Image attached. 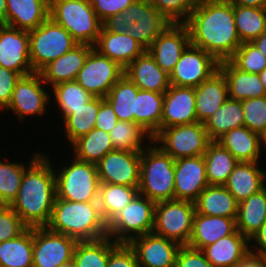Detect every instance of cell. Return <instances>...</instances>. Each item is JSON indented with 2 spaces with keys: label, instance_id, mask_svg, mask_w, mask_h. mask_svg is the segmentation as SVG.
Wrapping results in <instances>:
<instances>
[{
  "label": "cell",
  "instance_id": "cell-43",
  "mask_svg": "<svg viewBox=\"0 0 266 267\" xmlns=\"http://www.w3.org/2000/svg\"><path fill=\"white\" fill-rule=\"evenodd\" d=\"M241 43L252 42L266 31V8L233 6Z\"/></svg>",
  "mask_w": 266,
  "mask_h": 267
},
{
  "label": "cell",
  "instance_id": "cell-2",
  "mask_svg": "<svg viewBox=\"0 0 266 267\" xmlns=\"http://www.w3.org/2000/svg\"><path fill=\"white\" fill-rule=\"evenodd\" d=\"M47 154L29 160L16 199L10 205L29 227H46L56 200L55 169Z\"/></svg>",
  "mask_w": 266,
  "mask_h": 267
},
{
  "label": "cell",
  "instance_id": "cell-46",
  "mask_svg": "<svg viewBox=\"0 0 266 267\" xmlns=\"http://www.w3.org/2000/svg\"><path fill=\"white\" fill-rule=\"evenodd\" d=\"M26 166L0 158V205H11L16 199Z\"/></svg>",
  "mask_w": 266,
  "mask_h": 267
},
{
  "label": "cell",
  "instance_id": "cell-20",
  "mask_svg": "<svg viewBox=\"0 0 266 267\" xmlns=\"http://www.w3.org/2000/svg\"><path fill=\"white\" fill-rule=\"evenodd\" d=\"M190 43L184 24H171L147 49L158 66L170 75L184 49Z\"/></svg>",
  "mask_w": 266,
  "mask_h": 267
},
{
  "label": "cell",
  "instance_id": "cell-6",
  "mask_svg": "<svg viewBox=\"0 0 266 267\" xmlns=\"http://www.w3.org/2000/svg\"><path fill=\"white\" fill-rule=\"evenodd\" d=\"M55 170L56 198L92 202L99 199V176L97 166L73 157L71 164Z\"/></svg>",
  "mask_w": 266,
  "mask_h": 267
},
{
  "label": "cell",
  "instance_id": "cell-58",
  "mask_svg": "<svg viewBox=\"0 0 266 267\" xmlns=\"http://www.w3.org/2000/svg\"><path fill=\"white\" fill-rule=\"evenodd\" d=\"M249 241L250 243L255 241L254 243L258 246H252V249L256 247L254 253L266 259V222Z\"/></svg>",
  "mask_w": 266,
  "mask_h": 267
},
{
  "label": "cell",
  "instance_id": "cell-48",
  "mask_svg": "<svg viewBox=\"0 0 266 267\" xmlns=\"http://www.w3.org/2000/svg\"><path fill=\"white\" fill-rule=\"evenodd\" d=\"M154 8L172 24H183L194 8L196 0H149ZM182 19V20H181Z\"/></svg>",
  "mask_w": 266,
  "mask_h": 267
},
{
  "label": "cell",
  "instance_id": "cell-27",
  "mask_svg": "<svg viewBox=\"0 0 266 267\" xmlns=\"http://www.w3.org/2000/svg\"><path fill=\"white\" fill-rule=\"evenodd\" d=\"M7 25L23 31L36 29L50 17V0H6Z\"/></svg>",
  "mask_w": 266,
  "mask_h": 267
},
{
  "label": "cell",
  "instance_id": "cell-59",
  "mask_svg": "<svg viewBox=\"0 0 266 267\" xmlns=\"http://www.w3.org/2000/svg\"><path fill=\"white\" fill-rule=\"evenodd\" d=\"M233 6L266 8V0H225Z\"/></svg>",
  "mask_w": 266,
  "mask_h": 267
},
{
  "label": "cell",
  "instance_id": "cell-13",
  "mask_svg": "<svg viewBox=\"0 0 266 267\" xmlns=\"http://www.w3.org/2000/svg\"><path fill=\"white\" fill-rule=\"evenodd\" d=\"M78 240L50 231L33 228V267H59L73 260Z\"/></svg>",
  "mask_w": 266,
  "mask_h": 267
},
{
  "label": "cell",
  "instance_id": "cell-47",
  "mask_svg": "<svg viewBox=\"0 0 266 267\" xmlns=\"http://www.w3.org/2000/svg\"><path fill=\"white\" fill-rule=\"evenodd\" d=\"M230 61L241 71L259 74L266 68V56L252 42H244Z\"/></svg>",
  "mask_w": 266,
  "mask_h": 267
},
{
  "label": "cell",
  "instance_id": "cell-31",
  "mask_svg": "<svg viewBox=\"0 0 266 267\" xmlns=\"http://www.w3.org/2000/svg\"><path fill=\"white\" fill-rule=\"evenodd\" d=\"M238 205L224 185H208L195 202L199 214L234 219L237 218Z\"/></svg>",
  "mask_w": 266,
  "mask_h": 267
},
{
  "label": "cell",
  "instance_id": "cell-10",
  "mask_svg": "<svg viewBox=\"0 0 266 267\" xmlns=\"http://www.w3.org/2000/svg\"><path fill=\"white\" fill-rule=\"evenodd\" d=\"M153 142L177 160L204 155L211 140L204 124L196 122L164 128L153 138Z\"/></svg>",
  "mask_w": 266,
  "mask_h": 267
},
{
  "label": "cell",
  "instance_id": "cell-35",
  "mask_svg": "<svg viewBox=\"0 0 266 267\" xmlns=\"http://www.w3.org/2000/svg\"><path fill=\"white\" fill-rule=\"evenodd\" d=\"M241 126H244L242 101L231 98L204 122L211 141H217L226 132Z\"/></svg>",
  "mask_w": 266,
  "mask_h": 267
},
{
  "label": "cell",
  "instance_id": "cell-50",
  "mask_svg": "<svg viewBox=\"0 0 266 267\" xmlns=\"http://www.w3.org/2000/svg\"><path fill=\"white\" fill-rule=\"evenodd\" d=\"M28 228L10 205H0V243L20 236Z\"/></svg>",
  "mask_w": 266,
  "mask_h": 267
},
{
  "label": "cell",
  "instance_id": "cell-16",
  "mask_svg": "<svg viewBox=\"0 0 266 267\" xmlns=\"http://www.w3.org/2000/svg\"><path fill=\"white\" fill-rule=\"evenodd\" d=\"M122 14L135 22L128 34L146 50L172 24L149 0H136Z\"/></svg>",
  "mask_w": 266,
  "mask_h": 267
},
{
  "label": "cell",
  "instance_id": "cell-18",
  "mask_svg": "<svg viewBox=\"0 0 266 267\" xmlns=\"http://www.w3.org/2000/svg\"><path fill=\"white\" fill-rule=\"evenodd\" d=\"M174 169V199L195 203L209 185L204 156L179 158L175 160Z\"/></svg>",
  "mask_w": 266,
  "mask_h": 267
},
{
  "label": "cell",
  "instance_id": "cell-62",
  "mask_svg": "<svg viewBox=\"0 0 266 267\" xmlns=\"http://www.w3.org/2000/svg\"><path fill=\"white\" fill-rule=\"evenodd\" d=\"M259 141L261 150L263 149L262 147L266 148V129L259 134Z\"/></svg>",
  "mask_w": 266,
  "mask_h": 267
},
{
  "label": "cell",
  "instance_id": "cell-19",
  "mask_svg": "<svg viewBox=\"0 0 266 267\" xmlns=\"http://www.w3.org/2000/svg\"><path fill=\"white\" fill-rule=\"evenodd\" d=\"M129 245L134 249L139 267H175L181 245L154 233L133 239Z\"/></svg>",
  "mask_w": 266,
  "mask_h": 267
},
{
  "label": "cell",
  "instance_id": "cell-37",
  "mask_svg": "<svg viewBox=\"0 0 266 267\" xmlns=\"http://www.w3.org/2000/svg\"><path fill=\"white\" fill-rule=\"evenodd\" d=\"M0 267H33V228L0 243Z\"/></svg>",
  "mask_w": 266,
  "mask_h": 267
},
{
  "label": "cell",
  "instance_id": "cell-29",
  "mask_svg": "<svg viewBox=\"0 0 266 267\" xmlns=\"http://www.w3.org/2000/svg\"><path fill=\"white\" fill-rule=\"evenodd\" d=\"M249 242L244 235L236 230L233 234L203 247L201 251L214 267H233L250 250Z\"/></svg>",
  "mask_w": 266,
  "mask_h": 267
},
{
  "label": "cell",
  "instance_id": "cell-17",
  "mask_svg": "<svg viewBox=\"0 0 266 267\" xmlns=\"http://www.w3.org/2000/svg\"><path fill=\"white\" fill-rule=\"evenodd\" d=\"M29 48L28 31L0 24V66L21 76L33 73Z\"/></svg>",
  "mask_w": 266,
  "mask_h": 267
},
{
  "label": "cell",
  "instance_id": "cell-28",
  "mask_svg": "<svg viewBox=\"0 0 266 267\" xmlns=\"http://www.w3.org/2000/svg\"><path fill=\"white\" fill-rule=\"evenodd\" d=\"M258 163L260 162H238L225 183L224 186L238 203L266 186V171L258 168Z\"/></svg>",
  "mask_w": 266,
  "mask_h": 267
},
{
  "label": "cell",
  "instance_id": "cell-32",
  "mask_svg": "<svg viewBox=\"0 0 266 267\" xmlns=\"http://www.w3.org/2000/svg\"><path fill=\"white\" fill-rule=\"evenodd\" d=\"M217 142L227 149L239 162H260L262 150L259 134L245 126L226 132Z\"/></svg>",
  "mask_w": 266,
  "mask_h": 267
},
{
  "label": "cell",
  "instance_id": "cell-40",
  "mask_svg": "<svg viewBox=\"0 0 266 267\" xmlns=\"http://www.w3.org/2000/svg\"><path fill=\"white\" fill-rule=\"evenodd\" d=\"M138 91L139 88L123 75L105 97L119 121L135 123V99Z\"/></svg>",
  "mask_w": 266,
  "mask_h": 267
},
{
  "label": "cell",
  "instance_id": "cell-45",
  "mask_svg": "<svg viewBox=\"0 0 266 267\" xmlns=\"http://www.w3.org/2000/svg\"><path fill=\"white\" fill-rule=\"evenodd\" d=\"M52 90L57 107L63 115V121L73 113V110L79 109L94 97L76 81L58 83L52 87Z\"/></svg>",
  "mask_w": 266,
  "mask_h": 267
},
{
  "label": "cell",
  "instance_id": "cell-21",
  "mask_svg": "<svg viewBox=\"0 0 266 267\" xmlns=\"http://www.w3.org/2000/svg\"><path fill=\"white\" fill-rule=\"evenodd\" d=\"M195 91L192 87L170 85L164 93L161 130L196 123Z\"/></svg>",
  "mask_w": 266,
  "mask_h": 267
},
{
  "label": "cell",
  "instance_id": "cell-64",
  "mask_svg": "<svg viewBox=\"0 0 266 267\" xmlns=\"http://www.w3.org/2000/svg\"><path fill=\"white\" fill-rule=\"evenodd\" d=\"M59 267H76V265H75V262L71 260L65 264L60 265Z\"/></svg>",
  "mask_w": 266,
  "mask_h": 267
},
{
  "label": "cell",
  "instance_id": "cell-54",
  "mask_svg": "<svg viewBox=\"0 0 266 267\" xmlns=\"http://www.w3.org/2000/svg\"><path fill=\"white\" fill-rule=\"evenodd\" d=\"M21 75L0 66V110H5L11 102L13 90Z\"/></svg>",
  "mask_w": 266,
  "mask_h": 267
},
{
  "label": "cell",
  "instance_id": "cell-5",
  "mask_svg": "<svg viewBox=\"0 0 266 267\" xmlns=\"http://www.w3.org/2000/svg\"><path fill=\"white\" fill-rule=\"evenodd\" d=\"M50 18L60 24L78 44L93 47L103 25L90 0H50Z\"/></svg>",
  "mask_w": 266,
  "mask_h": 267
},
{
  "label": "cell",
  "instance_id": "cell-38",
  "mask_svg": "<svg viewBox=\"0 0 266 267\" xmlns=\"http://www.w3.org/2000/svg\"><path fill=\"white\" fill-rule=\"evenodd\" d=\"M138 193V187L100 183L98 203L105 222L108 224Z\"/></svg>",
  "mask_w": 266,
  "mask_h": 267
},
{
  "label": "cell",
  "instance_id": "cell-4",
  "mask_svg": "<svg viewBox=\"0 0 266 267\" xmlns=\"http://www.w3.org/2000/svg\"><path fill=\"white\" fill-rule=\"evenodd\" d=\"M141 151L139 194L156 202L174 199L175 160L158 145Z\"/></svg>",
  "mask_w": 266,
  "mask_h": 267
},
{
  "label": "cell",
  "instance_id": "cell-34",
  "mask_svg": "<svg viewBox=\"0 0 266 267\" xmlns=\"http://www.w3.org/2000/svg\"><path fill=\"white\" fill-rule=\"evenodd\" d=\"M164 93L141 90L135 99V123L140 124L154 138L161 131Z\"/></svg>",
  "mask_w": 266,
  "mask_h": 267
},
{
  "label": "cell",
  "instance_id": "cell-52",
  "mask_svg": "<svg viewBox=\"0 0 266 267\" xmlns=\"http://www.w3.org/2000/svg\"><path fill=\"white\" fill-rule=\"evenodd\" d=\"M107 267H139L134 249L127 243H119L110 252Z\"/></svg>",
  "mask_w": 266,
  "mask_h": 267
},
{
  "label": "cell",
  "instance_id": "cell-53",
  "mask_svg": "<svg viewBox=\"0 0 266 267\" xmlns=\"http://www.w3.org/2000/svg\"><path fill=\"white\" fill-rule=\"evenodd\" d=\"M175 267H214L203 252L187 245L181 246L176 256Z\"/></svg>",
  "mask_w": 266,
  "mask_h": 267
},
{
  "label": "cell",
  "instance_id": "cell-25",
  "mask_svg": "<svg viewBox=\"0 0 266 267\" xmlns=\"http://www.w3.org/2000/svg\"><path fill=\"white\" fill-rule=\"evenodd\" d=\"M94 48L101 54L117 62L124 69L146 51V49L129 34L112 33L106 31L103 27Z\"/></svg>",
  "mask_w": 266,
  "mask_h": 267
},
{
  "label": "cell",
  "instance_id": "cell-60",
  "mask_svg": "<svg viewBox=\"0 0 266 267\" xmlns=\"http://www.w3.org/2000/svg\"><path fill=\"white\" fill-rule=\"evenodd\" d=\"M254 46L266 56V31L252 41Z\"/></svg>",
  "mask_w": 266,
  "mask_h": 267
},
{
  "label": "cell",
  "instance_id": "cell-1",
  "mask_svg": "<svg viewBox=\"0 0 266 267\" xmlns=\"http://www.w3.org/2000/svg\"><path fill=\"white\" fill-rule=\"evenodd\" d=\"M190 43L211 54L218 62L230 60L242 44L237 33L233 5L225 0H196L183 23Z\"/></svg>",
  "mask_w": 266,
  "mask_h": 267
},
{
  "label": "cell",
  "instance_id": "cell-24",
  "mask_svg": "<svg viewBox=\"0 0 266 267\" xmlns=\"http://www.w3.org/2000/svg\"><path fill=\"white\" fill-rule=\"evenodd\" d=\"M197 121L203 123L229 98L226 77L218 70L194 88Z\"/></svg>",
  "mask_w": 266,
  "mask_h": 267
},
{
  "label": "cell",
  "instance_id": "cell-49",
  "mask_svg": "<svg viewBox=\"0 0 266 267\" xmlns=\"http://www.w3.org/2000/svg\"><path fill=\"white\" fill-rule=\"evenodd\" d=\"M244 126L260 134L266 129V96L242 100Z\"/></svg>",
  "mask_w": 266,
  "mask_h": 267
},
{
  "label": "cell",
  "instance_id": "cell-44",
  "mask_svg": "<svg viewBox=\"0 0 266 267\" xmlns=\"http://www.w3.org/2000/svg\"><path fill=\"white\" fill-rule=\"evenodd\" d=\"M109 135L114 150L142 151L144 147H148L146 144L144 145L146 137L153 142L152 135L140 124L128 121H118Z\"/></svg>",
  "mask_w": 266,
  "mask_h": 267
},
{
  "label": "cell",
  "instance_id": "cell-61",
  "mask_svg": "<svg viewBox=\"0 0 266 267\" xmlns=\"http://www.w3.org/2000/svg\"><path fill=\"white\" fill-rule=\"evenodd\" d=\"M0 24L7 25V5H6V0H0Z\"/></svg>",
  "mask_w": 266,
  "mask_h": 267
},
{
  "label": "cell",
  "instance_id": "cell-14",
  "mask_svg": "<svg viewBox=\"0 0 266 267\" xmlns=\"http://www.w3.org/2000/svg\"><path fill=\"white\" fill-rule=\"evenodd\" d=\"M43 84L46 86L39 72L21 76L13 90L11 102L5 110L14 112L20 119V123L28 115L46 114V107L51 99L49 96L52 95L43 88Z\"/></svg>",
  "mask_w": 266,
  "mask_h": 267
},
{
  "label": "cell",
  "instance_id": "cell-41",
  "mask_svg": "<svg viewBox=\"0 0 266 267\" xmlns=\"http://www.w3.org/2000/svg\"><path fill=\"white\" fill-rule=\"evenodd\" d=\"M112 238L78 241L73 261L76 267H107L110 252L118 245Z\"/></svg>",
  "mask_w": 266,
  "mask_h": 267
},
{
  "label": "cell",
  "instance_id": "cell-39",
  "mask_svg": "<svg viewBox=\"0 0 266 267\" xmlns=\"http://www.w3.org/2000/svg\"><path fill=\"white\" fill-rule=\"evenodd\" d=\"M71 146L75 153L73 154L74 158L94 164L114 150L109 133L97 128L75 140Z\"/></svg>",
  "mask_w": 266,
  "mask_h": 267
},
{
  "label": "cell",
  "instance_id": "cell-11",
  "mask_svg": "<svg viewBox=\"0 0 266 267\" xmlns=\"http://www.w3.org/2000/svg\"><path fill=\"white\" fill-rule=\"evenodd\" d=\"M123 75L124 68L93 47L75 81L92 96L105 98Z\"/></svg>",
  "mask_w": 266,
  "mask_h": 267
},
{
  "label": "cell",
  "instance_id": "cell-9",
  "mask_svg": "<svg viewBox=\"0 0 266 267\" xmlns=\"http://www.w3.org/2000/svg\"><path fill=\"white\" fill-rule=\"evenodd\" d=\"M195 203L172 199L155 203L152 233L188 245L192 235Z\"/></svg>",
  "mask_w": 266,
  "mask_h": 267
},
{
  "label": "cell",
  "instance_id": "cell-36",
  "mask_svg": "<svg viewBox=\"0 0 266 267\" xmlns=\"http://www.w3.org/2000/svg\"><path fill=\"white\" fill-rule=\"evenodd\" d=\"M209 185H225L238 160L219 142L211 141L204 153Z\"/></svg>",
  "mask_w": 266,
  "mask_h": 267
},
{
  "label": "cell",
  "instance_id": "cell-42",
  "mask_svg": "<svg viewBox=\"0 0 266 267\" xmlns=\"http://www.w3.org/2000/svg\"><path fill=\"white\" fill-rule=\"evenodd\" d=\"M101 104V97H93L79 109L73 110L64 121L65 137L70 145L95 128L96 117Z\"/></svg>",
  "mask_w": 266,
  "mask_h": 267
},
{
  "label": "cell",
  "instance_id": "cell-3",
  "mask_svg": "<svg viewBox=\"0 0 266 267\" xmlns=\"http://www.w3.org/2000/svg\"><path fill=\"white\" fill-rule=\"evenodd\" d=\"M46 227L78 241H94L108 236L107 223L98 201L76 202L56 198Z\"/></svg>",
  "mask_w": 266,
  "mask_h": 267
},
{
  "label": "cell",
  "instance_id": "cell-33",
  "mask_svg": "<svg viewBox=\"0 0 266 267\" xmlns=\"http://www.w3.org/2000/svg\"><path fill=\"white\" fill-rule=\"evenodd\" d=\"M266 222V186L238 205L237 230L250 240Z\"/></svg>",
  "mask_w": 266,
  "mask_h": 267
},
{
  "label": "cell",
  "instance_id": "cell-7",
  "mask_svg": "<svg viewBox=\"0 0 266 267\" xmlns=\"http://www.w3.org/2000/svg\"><path fill=\"white\" fill-rule=\"evenodd\" d=\"M31 67L39 72L49 62L56 60L78 43L52 18H48L36 29L29 31Z\"/></svg>",
  "mask_w": 266,
  "mask_h": 267
},
{
  "label": "cell",
  "instance_id": "cell-22",
  "mask_svg": "<svg viewBox=\"0 0 266 267\" xmlns=\"http://www.w3.org/2000/svg\"><path fill=\"white\" fill-rule=\"evenodd\" d=\"M124 75L141 90L165 93L170 87L169 74L156 64L147 50L124 69Z\"/></svg>",
  "mask_w": 266,
  "mask_h": 267
},
{
  "label": "cell",
  "instance_id": "cell-15",
  "mask_svg": "<svg viewBox=\"0 0 266 267\" xmlns=\"http://www.w3.org/2000/svg\"><path fill=\"white\" fill-rule=\"evenodd\" d=\"M96 166L100 183L138 187L141 151L113 150L107 153Z\"/></svg>",
  "mask_w": 266,
  "mask_h": 267
},
{
  "label": "cell",
  "instance_id": "cell-56",
  "mask_svg": "<svg viewBox=\"0 0 266 267\" xmlns=\"http://www.w3.org/2000/svg\"><path fill=\"white\" fill-rule=\"evenodd\" d=\"M134 21H130V19L124 16L122 13L109 17L103 22L102 27L106 31H110L112 33H126L128 34L129 28L134 26Z\"/></svg>",
  "mask_w": 266,
  "mask_h": 267
},
{
  "label": "cell",
  "instance_id": "cell-63",
  "mask_svg": "<svg viewBox=\"0 0 266 267\" xmlns=\"http://www.w3.org/2000/svg\"><path fill=\"white\" fill-rule=\"evenodd\" d=\"M259 77H260V80H261L263 86L265 87V91H266V68H264V69L259 73Z\"/></svg>",
  "mask_w": 266,
  "mask_h": 267
},
{
  "label": "cell",
  "instance_id": "cell-26",
  "mask_svg": "<svg viewBox=\"0 0 266 267\" xmlns=\"http://www.w3.org/2000/svg\"><path fill=\"white\" fill-rule=\"evenodd\" d=\"M237 230L236 219L195 212L189 247L201 250Z\"/></svg>",
  "mask_w": 266,
  "mask_h": 267
},
{
  "label": "cell",
  "instance_id": "cell-23",
  "mask_svg": "<svg viewBox=\"0 0 266 267\" xmlns=\"http://www.w3.org/2000/svg\"><path fill=\"white\" fill-rule=\"evenodd\" d=\"M92 48L93 46L87 44H78L56 60L49 62L39 71L43 81L51 87L61 82L75 81Z\"/></svg>",
  "mask_w": 266,
  "mask_h": 267
},
{
  "label": "cell",
  "instance_id": "cell-55",
  "mask_svg": "<svg viewBox=\"0 0 266 267\" xmlns=\"http://www.w3.org/2000/svg\"><path fill=\"white\" fill-rule=\"evenodd\" d=\"M118 121L117 115L113 111L111 104L105 98H101L95 128L109 133Z\"/></svg>",
  "mask_w": 266,
  "mask_h": 267
},
{
  "label": "cell",
  "instance_id": "cell-12",
  "mask_svg": "<svg viewBox=\"0 0 266 267\" xmlns=\"http://www.w3.org/2000/svg\"><path fill=\"white\" fill-rule=\"evenodd\" d=\"M218 70L219 62L211 54L189 43L169 75L170 85L195 88Z\"/></svg>",
  "mask_w": 266,
  "mask_h": 267
},
{
  "label": "cell",
  "instance_id": "cell-57",
  "mask_svg": "<svg viewBox=\"0 0 266 267\" xmlns=\"http://www.w3.org/2000/svg\"><path fill=\"white\" fill-rule=\"evenodd\" d=\"M233 267H266V259L250 249Z\"/></svg>",
  "mask_w": 266,
  "mask_h": 267
},
{
  "label": "cell",
  "instance_id": "cell-8",
  "mask_svg": "<svg viewBox=\"0 0 266 267\" xmlns=\"http://www.w3.org/2000/svg\"><path fill=\"white\" fill-rule=\"evenodd\" d=\"M155 202L137 194L107 224L108 237L116 243L129 244L133 239L150 234L154 226Z\"/></svg>",
  "mask_w": 266,
  "mask_h": 267
},
{
  "label": "cell",
  "instance_id": "cell-30",
  "mask_svg": "<svg viewBox=\"0 0 266 267\" xmlns=\"http://www.w3.org/2000/svg\"><path fill=\"white\" fill-rule=\"evenodd\" d=\"M219 70L226 77L229 98L242 101L266 96L259 74L241 71L230 60L219 62Z\"/></svg>",
  "mask_w": 266,
  "mask_h": 267
},
{
  "label": "cell",
  "instance_id": "cell-51",
  "mask_svg": "<svg viewBox=\"0 0 266 267\" xmlns=\"http://www.w3.org/2000/svg\"><path fill=\"white\" fill-rule=\"evenodd\" d=\"M97 17L103 23L111 16L123 13L136 0H90Z\"/></svg>",
  "mask_w": 266,
  "mask_h": 267
}]
</instances>
